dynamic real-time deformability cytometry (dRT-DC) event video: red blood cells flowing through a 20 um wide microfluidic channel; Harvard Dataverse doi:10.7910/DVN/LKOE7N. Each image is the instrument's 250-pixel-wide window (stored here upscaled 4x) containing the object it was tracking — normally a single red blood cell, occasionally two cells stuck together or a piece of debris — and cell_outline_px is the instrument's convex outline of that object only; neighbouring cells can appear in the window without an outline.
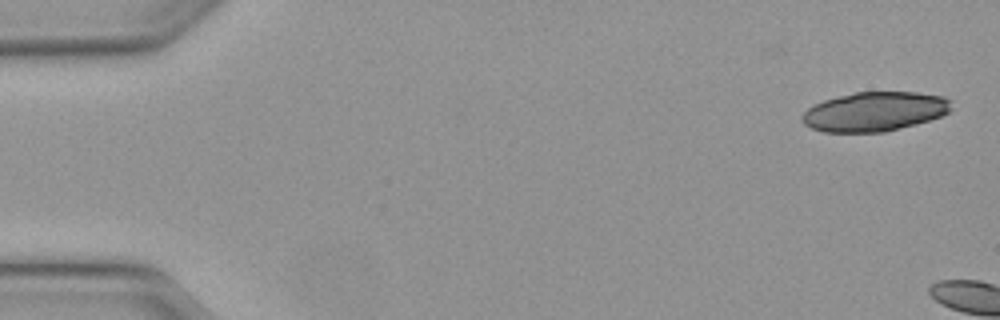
{"species": "Egyptian fruit bat (a non-hibernating species)", "species_latin": "Rousettus aegyptiacus", "temperature_condition": "warm", "stored_images_in_passage": 4, "camera_frame_rate_fps": 3000, "um_per_image_px": 0.085, "animal": {"sex": "female"}, "frame": {"image": 1, "passage_image": 1, "time_ms": 0.0, "image_size_px": [1000, 320], "cell_outline_px": [[952, 108], [948, 112], [940, 116], [916, 124], [884, 132], [824, 132], [812, 128], [804, 124], [804, 112], [808, 108], [824, 100], [856, 92], [916, 92], [944, 96], [952, 100]], "centroid_in_image_um": [74.39, 9.48], "position_along_channel_um": 10.6, "area_um2": 33.99}}